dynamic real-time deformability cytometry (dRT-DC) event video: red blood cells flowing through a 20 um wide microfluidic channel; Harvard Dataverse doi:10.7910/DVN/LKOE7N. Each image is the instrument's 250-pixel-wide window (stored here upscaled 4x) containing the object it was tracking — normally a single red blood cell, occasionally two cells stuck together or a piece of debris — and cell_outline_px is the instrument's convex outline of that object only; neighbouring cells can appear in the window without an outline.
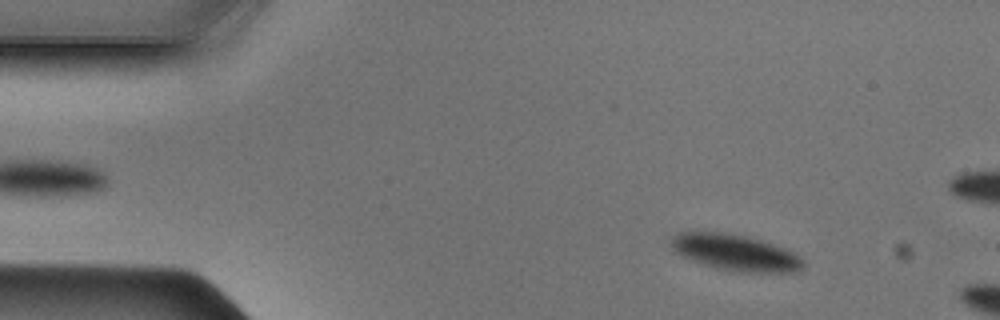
{"species": "Egyptian fruit bat (a non-hibernating species)", "species_latin": "Rousettus aegyptiacus", "temperature_condition": "cold", "stored_images_in_passage": 8, "camera_frame_rate_fps": 3000, "um_per_image_px": 0.085, "animal": {"sex": "male"}, "frame": {"image": 1, "passage_image": 5, "time_ms": 1.333, "image_size_px": [1000, 320], "cell_outline_px": [[804, 264], [796, 272], [736, 272], [716, 268], [680, 256], [672, 248], [672, 236], [680, 232], [692, 228], [724, 232], [744, 236], [760, 240], [772, 244], [792, 252], [800, 256], [804, 260]], "centroid_in_image_um": [62.42, 21.43], "position_along_channel_um": 22.6, "area_um2": 28.21}}